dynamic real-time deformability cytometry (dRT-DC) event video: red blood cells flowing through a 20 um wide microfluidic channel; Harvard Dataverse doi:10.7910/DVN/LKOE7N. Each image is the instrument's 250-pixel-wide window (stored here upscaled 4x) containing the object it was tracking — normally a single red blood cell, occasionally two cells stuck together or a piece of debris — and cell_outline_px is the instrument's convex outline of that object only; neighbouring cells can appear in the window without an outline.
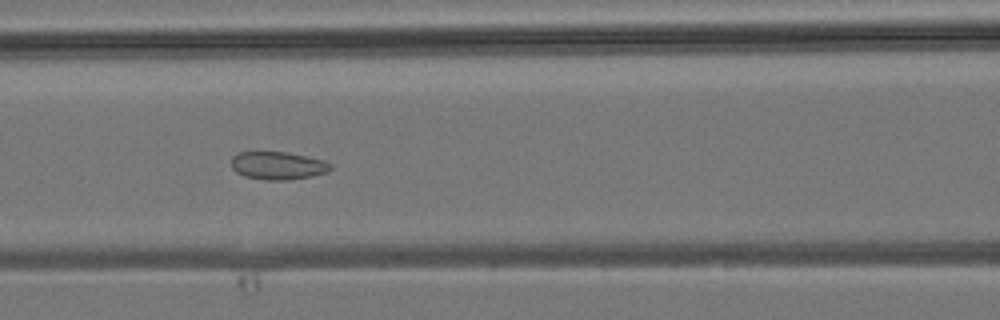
{"species": "common noctule bat (a hibernating species)", "species_latin": "Nyctalus noctula", "temperature_condition": "room temperature", "stored_images_in_passage": 6, "camera_frame_rate_fps": 3000, "um_per_image_px": 0.085, "animal": {"sex": "male", "body_mass_g": 19.2, "forearm_length_mm": 51.8}, "frame": {"image": 1, "passage_image": 5, "time_ms": 4.333, "image_size_px": [1000, 320], "cell_outline_px": [[332, 168], [328, 172], [312, 176], [288, 180], [264, 180], [244, 176], [236, 172], [232, 168], [232, 156], [240, 152], [288, 152], [308, 156], [324, 160], [332, 164]], "centroid_in_image_um": [23.65, 14.08], "position_along_channel_um": 143.0, "area_um2": 16.3}}
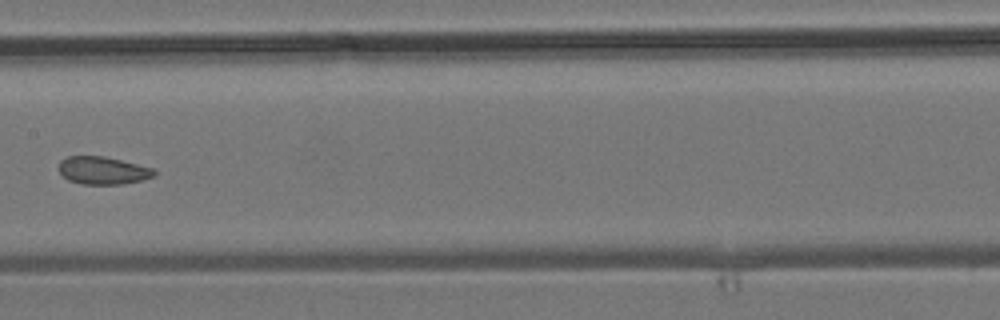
{"frame": {"image": 2, "passage_image": 6, "time_ms": 5.667, "image_size_px": [1000, 320], "cell_outline_px": [[156, 176], [124, 184], [80, 184], [68, 180], [60, 172], [60, 160], [68, 156], [104, 156], [152, 168], [156, 172]], "centroid_in_image_um": [8.74, 14.49], "position_along_channel_um": 198.7, "area_um2": 15.26}}